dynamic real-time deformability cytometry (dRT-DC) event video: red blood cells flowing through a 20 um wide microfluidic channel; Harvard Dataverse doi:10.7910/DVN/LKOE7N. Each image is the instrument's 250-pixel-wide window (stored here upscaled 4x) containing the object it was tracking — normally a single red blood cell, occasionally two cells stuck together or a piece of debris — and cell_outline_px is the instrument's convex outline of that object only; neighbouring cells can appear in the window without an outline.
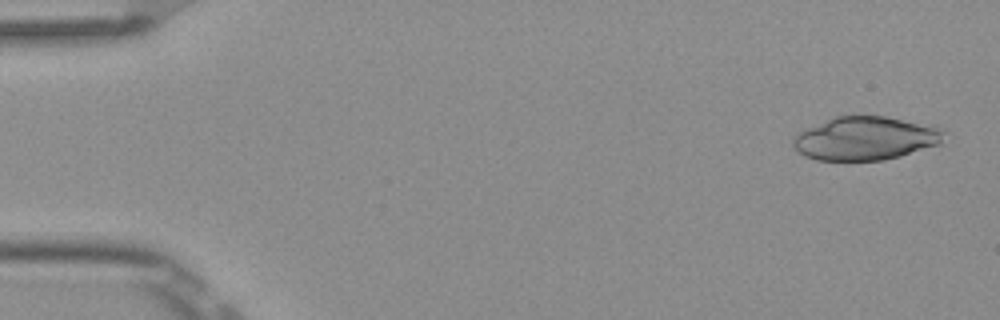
{"species": "Egyptian fruit bat (a non-hibernating species)", "species_latin": "Rousettus aegyptiacus", "temperature_condition": "room temperature", "stored_images_in_passage": 4, "camera_frame_rate_fps": 3000, "um_per_image_px": 0.085, "frame": {"image": 1, "passage_image": 1, "time_ms": 0.0, "image_size_px": [1000, 320], "cell_outline_px": [[948, 132], [940, 144], [900, 156], [884, 160], [816, 160], [800, 152], [792, 144], [792, 140], [800, 132], [808, 128], [836, 116], [884, 116], [936, 124]], "centroid_in_image_um": [73.68, 11.75], "position_along_channel_um": 11.3, "area_um2": 38.32}}